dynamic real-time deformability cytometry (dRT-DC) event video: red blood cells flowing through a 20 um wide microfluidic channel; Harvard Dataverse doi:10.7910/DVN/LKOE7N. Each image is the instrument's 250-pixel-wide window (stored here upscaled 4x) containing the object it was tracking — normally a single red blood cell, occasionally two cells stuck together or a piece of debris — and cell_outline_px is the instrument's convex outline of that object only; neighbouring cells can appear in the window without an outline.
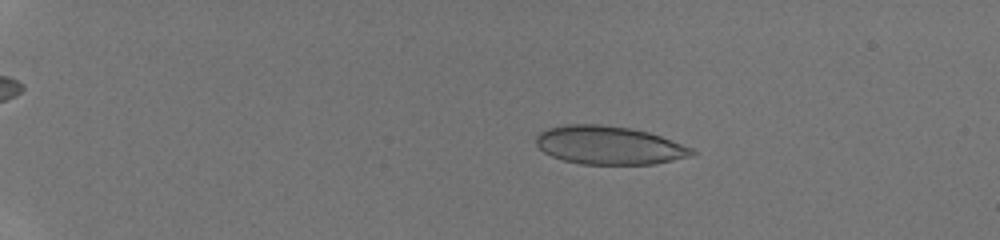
{"species": "human", "species_latin": "Homo sapiens", "temperature_condition": "room temperature", "stored_images_in_passage": 44, "camera_frame_rate_fps": 3000, "um_per_image_px": 0.085, "donor": {"sex": "male"}, "frame": {"image": 1, "passage_image": 8, "time_ms": 2.333, "image_size_px": [1000, 240], "cell_outline_px": [[696, 152], [692, 156], [656, 164], [580, 164], [564, 160], [552, 156], [544, 152], [536, 144], [536, 136], [540, 132], [548, 128], [564, 124], [600, 124], [628, 128], [648, 132], [660, 136], [692, 148]], "centroid_in_image_um": [51.76, 12.35], "position_along_channel_um": 33.2, "area_um2": 34.74}}
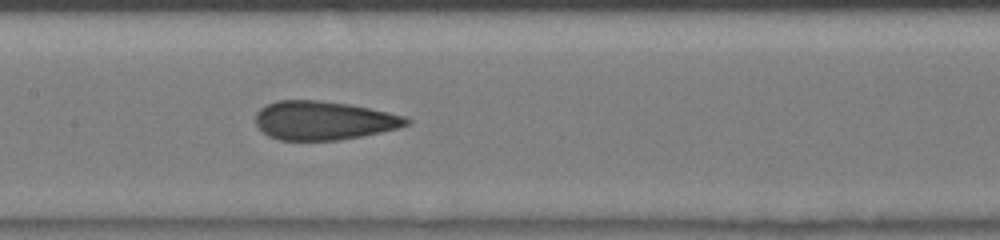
{"frame": {"image": 2, "passage_image": 24, "time_ms": 7.667, "image_size_px": [1000, 240], "cell_outline_px": [[412, 124], [400, 128], [340, 140], [280, 140], [268, 136], [256, 124], [256, 112], [260, 108], [276, 100], [320, 100], [348, 104], [388, 112], [404, 116], [412, 120]], "centroid_in_image_um": [27.53, 10.24], "position_along_channel_um": 179.9, "area_um2": 34.1}}
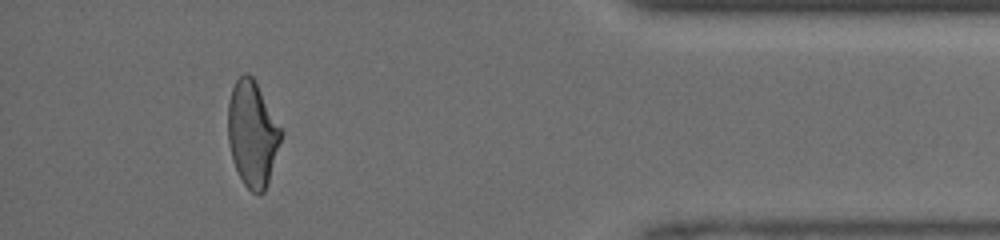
{"frame": {"image": 3, "passage_image": 41, "time_ms": 13.333, "image_size_px": [1000, 240], "cell_outline_px": [[284, 132], [264, 192], [252, 192], [244, 184], [236, 168], [232, 156], [228, 140], [228, 104], [232, 88], [236, 80], [244, 72], [252, 76]], "centroid_in_image_um": [21.46, 11.34], "position_along_channel_um": 413.7, "area_um2": 32.14}}